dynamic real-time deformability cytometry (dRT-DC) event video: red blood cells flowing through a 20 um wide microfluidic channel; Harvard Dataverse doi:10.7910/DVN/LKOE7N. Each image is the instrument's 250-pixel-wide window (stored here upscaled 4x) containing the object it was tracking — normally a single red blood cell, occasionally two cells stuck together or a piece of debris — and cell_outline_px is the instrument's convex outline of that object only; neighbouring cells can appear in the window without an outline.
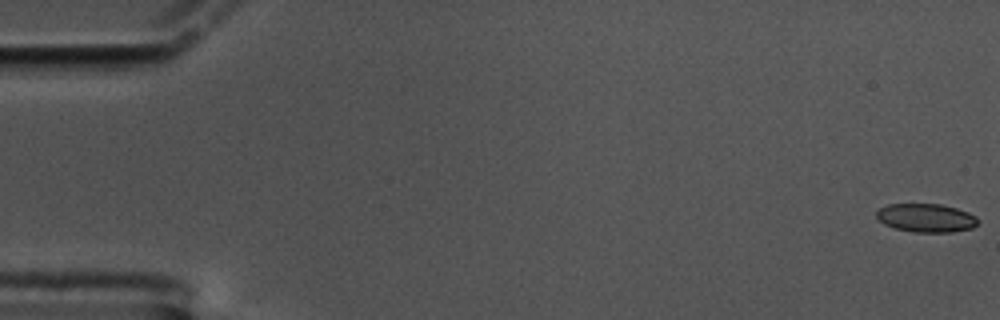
{"species": "common noctule bat (a hibernating species)", "species_latin": "Nyctalus noctula", "temperature_condition": "cold", "stored_images_in_passage": 61, "camera_frame_rate_fps": 3000, "um_per_image_px": 0.085, "animal": {"sex": "male", "body_mass_g": 17.5, "forearm_length_mm": 52.3}, "frame": {"image": 1, "passage_image": 1, "time_ms": 0.0, "image_size_px": [1000, 320], "cell_outline_px": [[980, 220], [972, 228], [952, 232], [912, 232], [896, 228], [884, 224], [876, 216], [876, 212], [880, 208], [888, 204], [940, 204], [956, 208], [968, 212], [976, 216]], "centroid_in_image_um": [78.74, 18.52], "position_along_channel_um": 6.3, "area_um2": 16.82}}
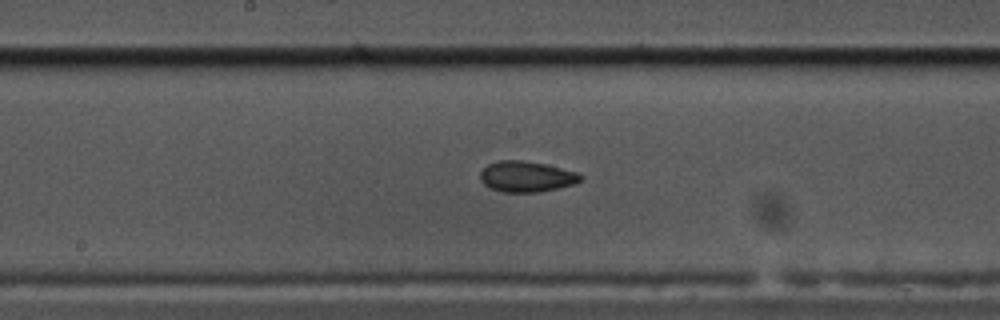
{"frame": {"image": 2, "passage_image": 32, "time_ms": 10.333, "image_size_px": [1000, 320], "cell_outline_px": [[584, 180], [576, 184], [560, 188], [536, 192], [504, 192], [492, 188], [484, 184], [480, 180], [480, 172], [488, 164], [500, 160], [520, 160], [544, 164], [576, 172], [584, 176]], "centroid_in_image_um": [44.79, 15.01], "position_along_channel_um": 203.4, "area_um2": 17.98}}
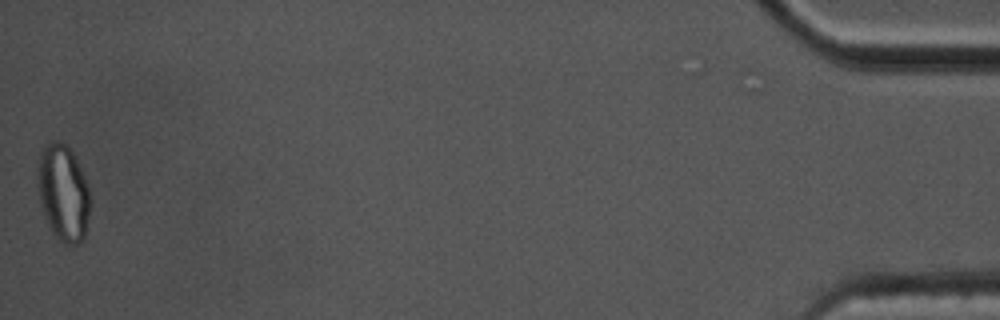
{"frame": {"image": 3, "passage_image": 61, "time_ms": 20.0, "image_size_px": [1000, 320], "cell_outline_px": [[92, 200], [84, 240], [80, 244], [64, 244], [52, 232], [44, 216], [40, 204], [36, 184], [36, 176], [40, 152], [52, 140], [60, 140], [72, 152], [84, 176]], "centroid_in_image_um": [5.37, 16.42], "position_along_channel_um": 429.8, "area_um2": 29.94}, "authors_computed_cell_mechanics": {"area_um2": 17.8602, "velocity_mm_per_s": 3.3326, "shape_relaxation_time_tau1_ms": null, "shape_relaxation_time_tau2_ms": 4.775, "deformation_change_tau1": null, "deformation_change_tau2": 0.0802}}